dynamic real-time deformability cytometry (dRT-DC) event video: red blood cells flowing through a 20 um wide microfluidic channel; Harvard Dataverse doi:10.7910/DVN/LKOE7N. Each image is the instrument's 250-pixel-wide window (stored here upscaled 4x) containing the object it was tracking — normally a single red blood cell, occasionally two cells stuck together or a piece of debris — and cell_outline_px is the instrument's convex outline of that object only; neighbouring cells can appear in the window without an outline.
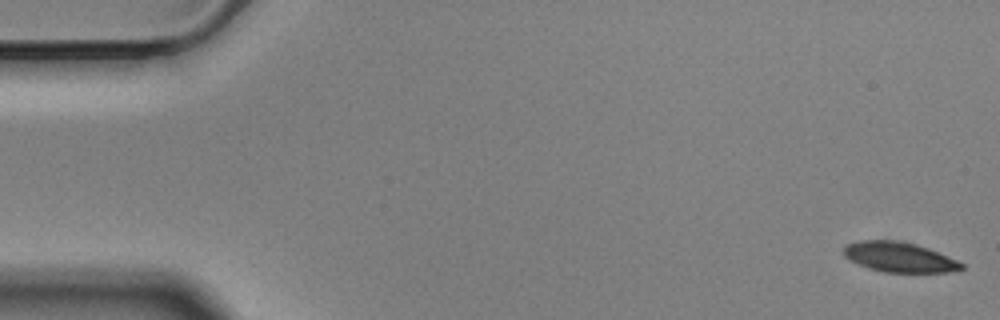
{"species": "Egyptian fruit bat (a non-hibernating species)", "species_latin": "Rousettus aegyptiacus", "temperature_condition": "cold", "stored_images_in_passage": 15, "camera_frame_rate_fps": 3000, "um_per_image_px": 0.085, "animal": {"sex": "male"}, "frame": {"image": 1, "passage_image": 1, "time_ms": 0.0, "image_size_px": [1000, 320], "cell_outline_px": [[964, 268], [948, 272], [884, 272], [868, 268], [844, 256], [844, 244], [860, 240], [896, 240], [916, 244], [928, 248], [956, 260], [964, 264]], "centroid_in_image_um": [76.42, 21.84], "position_along_channel_um": 8.6, "area_um2": 20.4}}
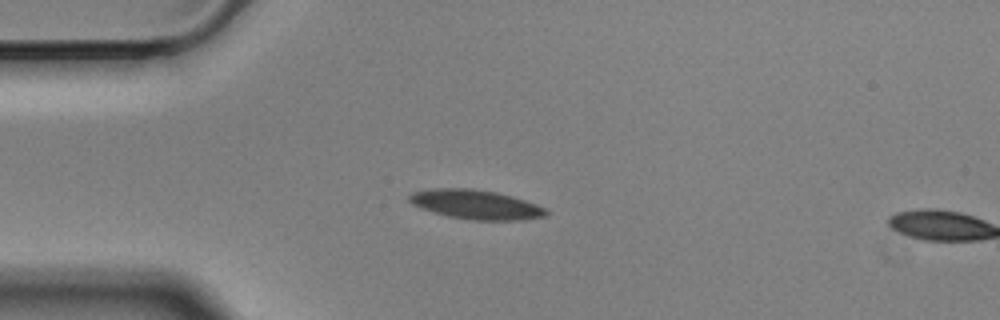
{"frame": {"image": 2, "passage_image": 14, "time_ms": 4.333, "image_size_px": [1000, 320], "cell_outline_px": [[548, 212], [544, 216], [524, 220], [472, 220], [448, 216], [420, 208], [412, 204], [408, 200], [408, 196], [412, 192], [432, 188], [472, 188], [496, 192], [512, 196], [536, 204], [544, 208]], "centroid_in_image_um": [40.41, 17.38], "position_along_channel_um": 44.6, "area_um2": 23.35}}